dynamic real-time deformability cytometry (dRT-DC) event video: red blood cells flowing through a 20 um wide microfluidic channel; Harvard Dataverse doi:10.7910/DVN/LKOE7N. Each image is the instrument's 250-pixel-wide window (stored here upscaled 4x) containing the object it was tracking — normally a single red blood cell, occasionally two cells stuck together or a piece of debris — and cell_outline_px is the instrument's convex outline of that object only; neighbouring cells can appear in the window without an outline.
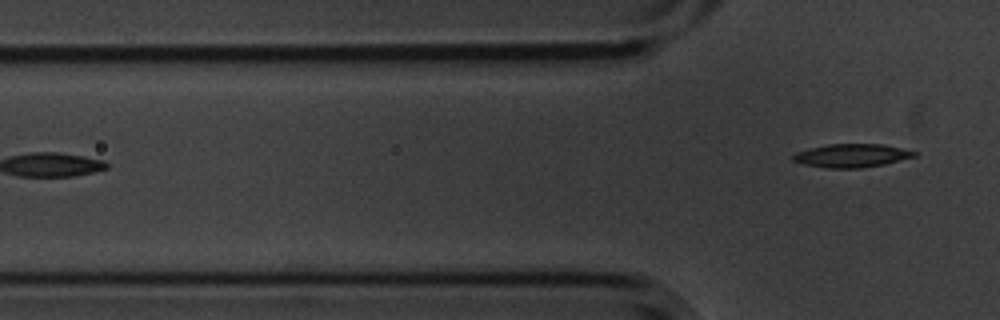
{"species": "common noctule bat (a hibernating species)", "species_latin": "Nyctalus noctula", "temperature_condition": "cold", "stored_images_in_passage": 4, "camera_frame_rate_fps": 3000, "um_per_image_px": 0.085, "animal": {"sex": "male", "body_mass_g": 20.1, "forearm_length_mm": 53.5}, "frame": {"image": 1, "passage_image": 4, "time_ms": 1.0, "image_size_px": [1000, 320], "cell_outline_px": [[916, 156], [884, 164], [860, 168], [828, 168], [804, 164], [792, 160], [792, 156], [796, 152], [828, 144], [880, 144], [900, 148], [916, 152]], "centroid_in_image_um": [72.37, 13.23], "position_along_channel_um": 53.4, "area_um2": 16.24}}